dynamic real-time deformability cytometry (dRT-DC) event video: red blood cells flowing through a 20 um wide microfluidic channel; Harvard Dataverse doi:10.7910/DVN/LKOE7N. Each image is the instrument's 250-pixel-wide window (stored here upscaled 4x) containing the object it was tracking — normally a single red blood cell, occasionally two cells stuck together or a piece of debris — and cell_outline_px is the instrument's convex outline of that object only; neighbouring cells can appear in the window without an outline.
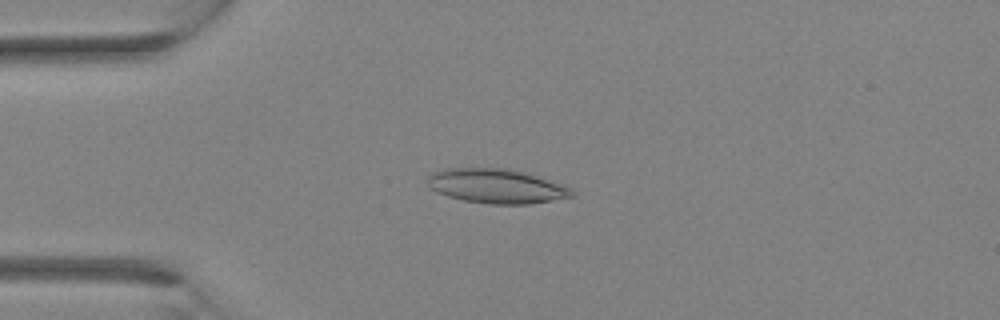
{"species": "Egyptian fruit bat (a non-hibernating species)", "species_latin": "Rousettus aegyptiacus", "temperature_condition": "room temperature", "stored_images_in_passage": 11, "camera_frame_rate_fps": 3000, "um_per_image_px": 0.085, "animal": {"sex": "female"}, "frame": {"image": 1, "passage_image": 1, "time_ms": 0.0, "image_size_px": [1000, 320], "cell_outline_px": [[576, 196], [528, 204], [488, 204], [464, 200], [448, 196], [436, 192], [428, 188], [428, 176], [432, 172], [444, 168], [508, 168], [524, 172], [572, 188], [576, 192]], "centroid_in_image_um": [42.18, 15.82], "position_along_channel_um": 42.8, "area_um2": 29.02}}
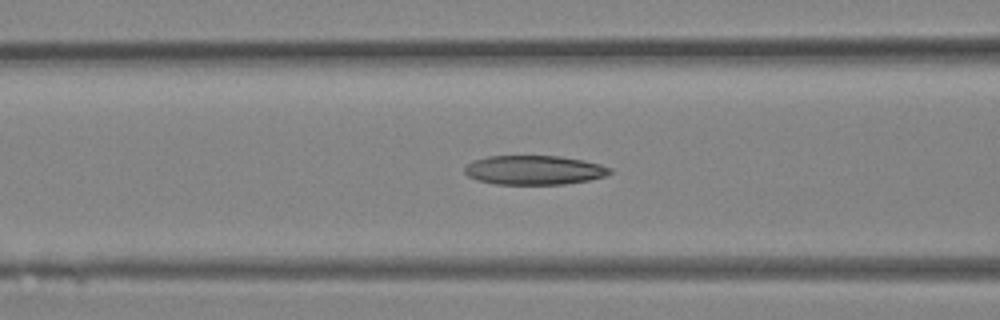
{"frame": {"image": 2, "passage_image": 6, "time_ms": 1.667, "image_size_px": [1000, 320], "cell_outline_px": [[612, 172], [604, 176], [588, 180], [564, 184], [496, 184], [476, 180], [468, 176], [464, 172], [464, 168], [472, 160], [488, 156], [560, 156], [584, 160], [600, 164], [612, 168]], "centroid_in_image_um": [45.39, 14.45], "position_along_channel_um": 121.2, "area_um2": 24.8}}
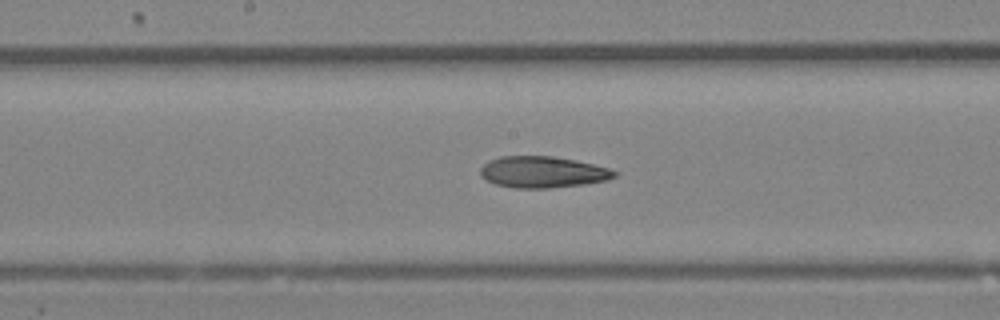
{"frame": {"image": 3, "passage_image": 10, "time_ms": 3.0, "image_size_px": [1000, 320], "cell_outline_px": [[616, 176], [608, 180], [584, 184], [548, 188], [516, 188], [496, 184], [480, 176], [480, 168], [488, 160], [500, 156], [552, 156], [576, 160], [612, 168], [616, 172]], "centroid_in_image_um": [46.14, 14.61], "position_along_channel_um": 202.1, "area_um2": 24.62}}